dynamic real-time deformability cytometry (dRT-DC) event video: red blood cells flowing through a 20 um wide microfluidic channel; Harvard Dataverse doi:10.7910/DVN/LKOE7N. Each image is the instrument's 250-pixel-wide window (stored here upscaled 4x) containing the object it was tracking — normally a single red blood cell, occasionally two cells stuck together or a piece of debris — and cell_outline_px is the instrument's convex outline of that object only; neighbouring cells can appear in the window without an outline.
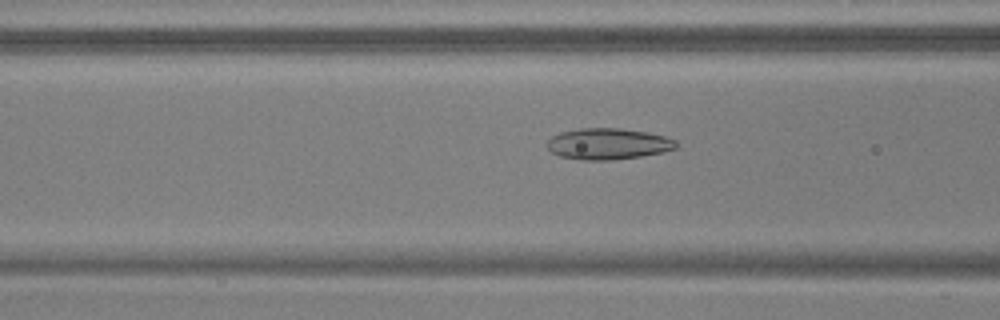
{"species": "common noctule bat (a hibernating species)", "species_latin": "Nyctalus noctula", "temperature_condition": "warm", "stored_images_in_passage": 40, "camera_frame_rate_fps": 3000, "um_per_image_px": 0.085, "animal": {"sex": "male", "body_mass_g": 17.9, "forearm_length_mm": 54.2}, "frame": {"image": 1, "passage_image": 10, "time_ms": 3.0, "image_size_px": [1000, 320], "cell_outline_px": [[676, 148], [664, 152], [640, 156], [612, 160], [584, 160], [560, 156], [552, 152], [548, 148], [548, 140], [552, 136], [560, 132], [580, 128], [620, 128], [648, 132], [664, 136], [676, 140]], "centroid_in_image_um": [51.69, 12.22], "position_along_channel_um": 114.9, "area_um2": 23.41}}
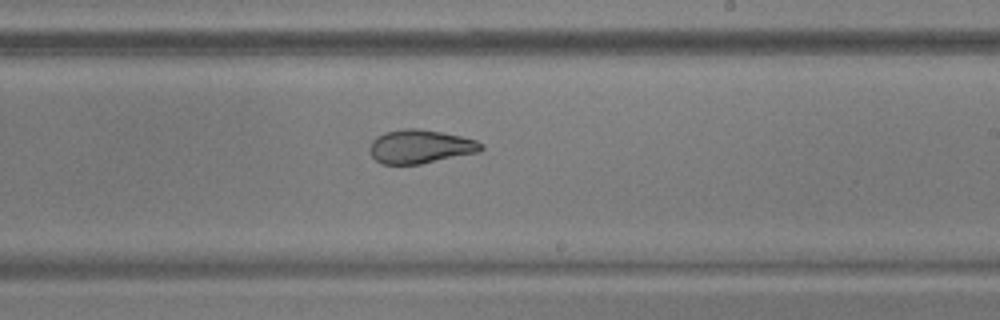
{"frame": {"image": 2, "passage_image": 21, "time_ms": 6.667, "image_size_px": [1000, 320], "cell_outline_px": [[484, 148], [480, 152], [420, 164], [384, 164], [376, 160], [368, 152], [368, 148], [372, 140], [376, 136], [400, 128], [420, 128], [460, 136], [476, 140], [484, 144]], "centroid_in_image_um": [35.72, 12.45], "position_along_channel_um": 253.3, "area_um2": 22.02}}
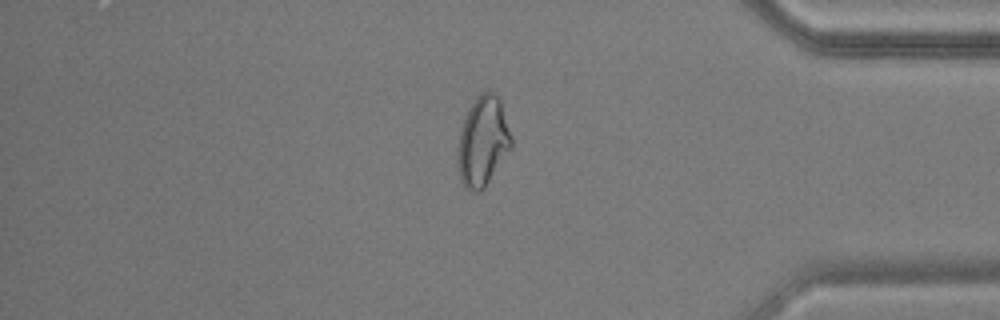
{"frame": {"image": 3, "passage_image": 34, "time_ms": 11.0, "image_size_px": [1000, 320], "cell_outline_px": [[512, 148], [484, 188], [480, 192], [472, 192], [464, 188], [460, 180], [456, 156], [460, 132], [468, 108], [476, 96], [480, 92], [496, 92], [500, 100], [512, 136]], "centroid_in_image_um": [41.03, 12.04], "position_along_channel_um": 394.2, "area_um2": 28.38}, "authors_computed_cell_mechanics": {"area_um2": 23.7558, "velocity_mm_per_s": 3.7709, "shape_relaxation_time_tau1_ms": 7.5793, "shape_relaxation_time_tau2_ms": 2.3675, "deformation_change_tau1": 0.1965, "deformation_change_tau2": 0.0955}}